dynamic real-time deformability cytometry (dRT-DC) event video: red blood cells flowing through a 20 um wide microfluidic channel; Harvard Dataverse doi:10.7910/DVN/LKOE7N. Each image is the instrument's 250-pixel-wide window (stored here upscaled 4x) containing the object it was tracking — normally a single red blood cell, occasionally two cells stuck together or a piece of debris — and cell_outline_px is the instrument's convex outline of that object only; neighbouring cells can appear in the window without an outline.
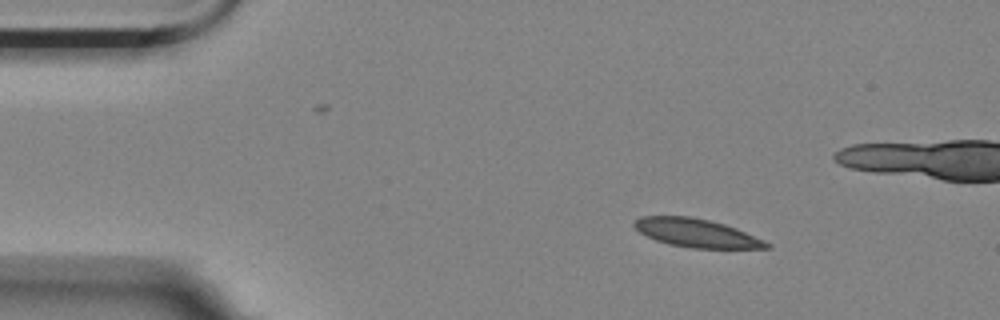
{"species": "Egyptian fruit bat (a non-hibernating species)", "species_latin": "Rousettus aegyptiacus", "temperature_condition": "room temperature", "stored_images_in_passage": 4, "camera_frame_rate_fps": 3000, "um_per_image_px": 0.085, "animal": {"sex": "female"}, "frame": {"image": 1, "passage_image": 1, "time_ms": 0.0, "image_size_px": [1000, 320], "cell_outline_px": [[772, 248], [692, 248], [668, 244], [656, 240], [640, 232], [632, 224], [640, 216], [688, 216], [708, 220], [724, 224], [736, 228], [772, 244]], "centroid_in_image_um": [59.2, 19.81], "position_along_channel_um": 25.8, "area_um2": 21.68}}